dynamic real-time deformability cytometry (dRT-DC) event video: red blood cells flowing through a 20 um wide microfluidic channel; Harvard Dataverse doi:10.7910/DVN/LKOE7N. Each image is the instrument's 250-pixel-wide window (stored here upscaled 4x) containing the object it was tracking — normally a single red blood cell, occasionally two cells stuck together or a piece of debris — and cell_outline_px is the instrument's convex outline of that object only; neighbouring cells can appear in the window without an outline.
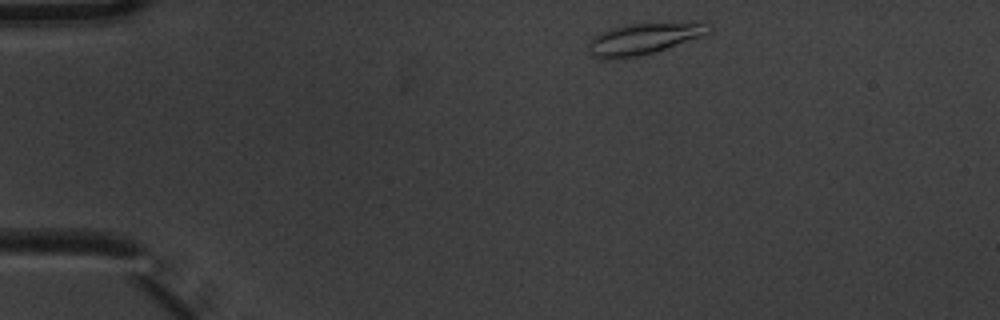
{"species": "common noctule bat (a hibernating species)", "species_latin": "Nyctalus noctula", "temperature_condition": "warm", "stored_images_in_passage": 3, "camera_frame_rate_fps": 3000, "um_per_image_px": 0.085, "animal": {"sex": "male", "body_mass_g": 20.1, "forearm_length_mm": 53.5}, "frame": {"image": 1, "passage_image": 1, "time_ms": 0.0, "image_size_px": [1000, 320], "cell_outline_px": [[712, 28], [708, 32], [700, 36], [640, 56], [608, 60], [604, 60], [592, 56], [588, 52], [588, 40], [592, 36], [600, 32], [612, 28], [628, 24], [696, 20], [708, 20], [712, 24]], "centroid_in_image_um": [54.73, 3.25], "position_along_channel_um": 30.3, "area_um2": 22.66}}